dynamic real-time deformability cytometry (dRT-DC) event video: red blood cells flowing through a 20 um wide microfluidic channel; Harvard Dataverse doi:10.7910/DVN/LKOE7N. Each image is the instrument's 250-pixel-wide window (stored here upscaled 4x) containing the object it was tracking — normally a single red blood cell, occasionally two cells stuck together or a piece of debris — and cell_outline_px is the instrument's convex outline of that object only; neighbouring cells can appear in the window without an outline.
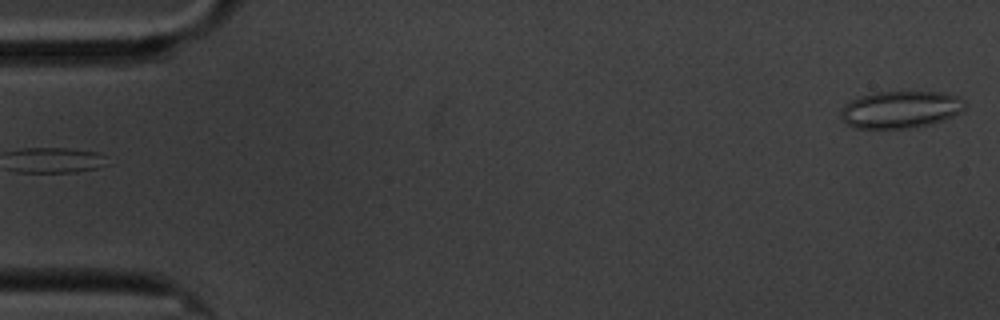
{"species": "common noctule bat (a hibernating species)", "species_latin": "Nyctalus noctula", "temperature_condition": "cold", "stored_images_in_passage": 6, "segment_of_instrument_passage": [2, 2], "camera_frame_rate_fps": 3000, "um_per_image_px": 0.085, "animal": {"sex": "male", "body_mass_g": 20.1, "forearm_length_mm": 53.5}, "frame": {"image": 1, "passage_image": 6, "time_ms": 5.667, "image_size_px": [1000, 320], "cell_outline_px": [[968, 108], [952, 116], [928, 124], [912, 128], [856, 128], [848, 124], [840, 116], [840, 112], [844, 104], [848, 100], [856, 96], [872, 92], [940, 92], [956, 96], [964, 100]], "centroid_in_image_um": [76.51, 9.29], "position_along_channel_um": 8.5, "area_um2": 26.99}}